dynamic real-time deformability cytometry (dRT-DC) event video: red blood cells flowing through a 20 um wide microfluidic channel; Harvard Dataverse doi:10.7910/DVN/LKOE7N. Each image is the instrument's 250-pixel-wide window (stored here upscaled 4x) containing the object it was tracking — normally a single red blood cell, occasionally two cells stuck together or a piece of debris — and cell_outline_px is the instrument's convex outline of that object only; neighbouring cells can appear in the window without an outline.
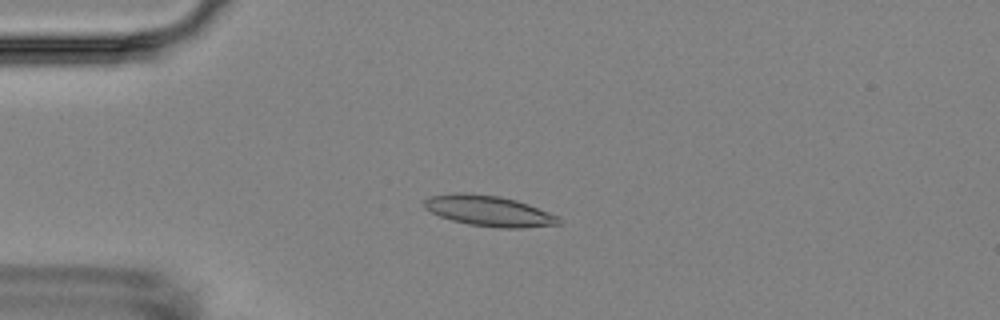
{"species": "Egyptian fruit bat (a non-hibernating species)", "species_latin": "Rousettus aegyptiacus", "temperature_condition": "room temperature", "stored_images_in_passage": 7, "camera_frame_rate_fps": 3000, "um_per_image_px": 0.085, "animal": {"sex": "female"}, "frame": {"image": 1, "passage_image": 4, "time_ms": 3.333, "image_size_px": [1000, 320], "cell_outline_px": [[560, 224], [520, 228], [500, 228], [468, 224], [452, 220], [440, 216], [424, 208], [424, 200], [428, 196], [456, 192], [464, 192], [500, 196], [516, 200], [528, 204], [560, 216]], "centroid_in_image_um": [41.55, 17.92], "position_along_channel_um": 43.4, "area_um2": 24.1}}